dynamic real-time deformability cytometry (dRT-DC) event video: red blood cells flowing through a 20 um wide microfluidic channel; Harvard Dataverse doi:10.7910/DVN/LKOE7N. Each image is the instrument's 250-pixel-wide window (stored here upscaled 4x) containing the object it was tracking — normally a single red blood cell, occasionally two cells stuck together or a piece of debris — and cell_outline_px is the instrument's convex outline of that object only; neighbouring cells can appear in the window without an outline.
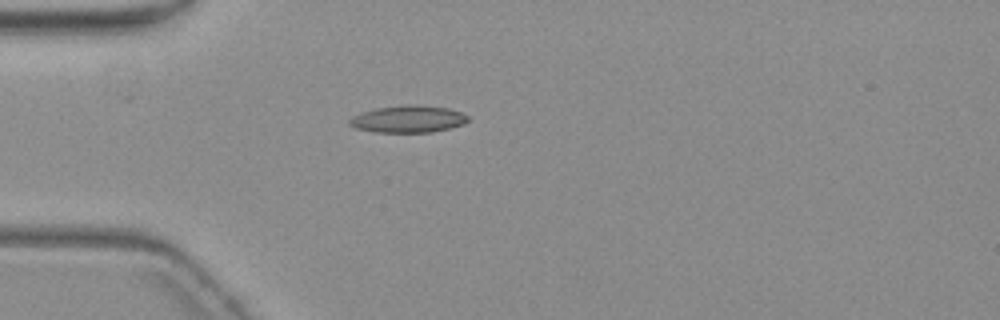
{"species": "common noctule bat (a hibernating species)", "species_latin": "Nyctalus noctula", "temperature_condition": "warm", "stored_images_in_passage": 5, "camera_frame_rate_fps": 3000, "um_per_image_px": 0.085, "animal": {"sex": "female", "body_mass_g": 19.3, "forearm_length_mm": 54.1}, "frame": {"image": 1, "passage_image": 5, "time_ms": 4.333, "image_size_px": [1000, 320], "cell_outline_px": [[468, 120], [464, 124], [432, 132], [376, 132], [356, 128], [348, 124], [348, 120], [352, 116], [360, 112], [376, 108], [408, 104], [448, 108], [460, 112], [468, 116]], "centroid_in_image_um": [34.65, 10.12], "position_along_channel_um": 50.3, "area_um2": 18.61}}